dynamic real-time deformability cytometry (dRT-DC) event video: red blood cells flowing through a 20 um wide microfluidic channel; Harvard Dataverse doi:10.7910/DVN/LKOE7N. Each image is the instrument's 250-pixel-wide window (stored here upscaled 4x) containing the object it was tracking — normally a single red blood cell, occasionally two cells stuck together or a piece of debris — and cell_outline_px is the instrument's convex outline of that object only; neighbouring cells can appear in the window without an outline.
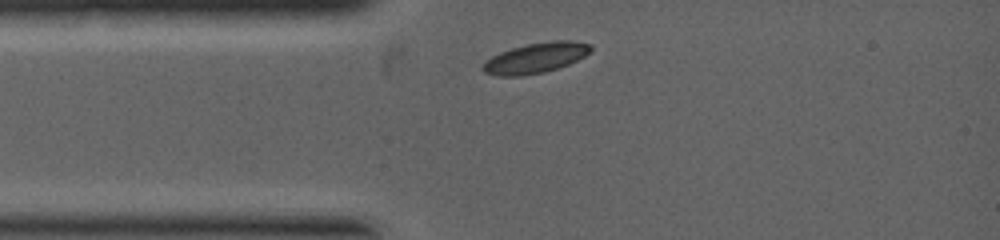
{"species": "common noctule bat (a hibernating species)", "species_latin": "Nyctalus noctula", "temperature_condition": "warm", "stored_images_in_passage": 8, "camera_frame_rate_fps": 5000, "um_per_image_px": 0.085, "animal": {"sex": "female", "body_mass_g": 19.0, "forearm_length_mm": 53.3}, "frame": {"image": 1, "passage_image": 1, "time_ms": 0.0, "image_size_px": [1000, 240], "cell_outline_px": [[592, 48], [584, 56], [568, 64], [544, 72], [520, 76], [496, 76], [484, 72], [480, 68], [484, 60], [500, 52], [512, 48], [528, 44], [552, 40], [572, 40], [592, 44]], "centroid_in_image_um": [45.49, 4.92], "position_along_channel_um": 39.5, "area_um2": 19.07}}
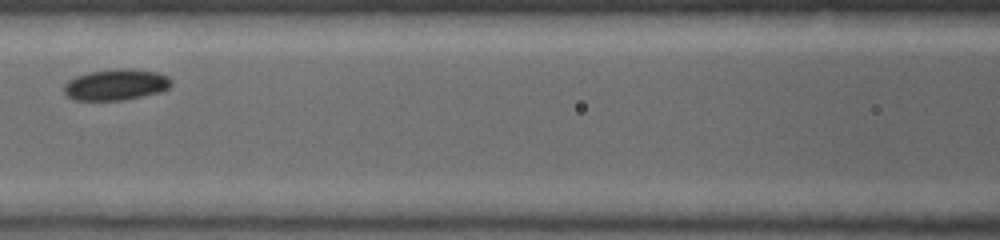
{"frame": {"image": 2, "passage_image": 5, "time_ms": 1.8, "image_size_px": [1000, 240], "cell_outline_px": [[172, 84], [168, 88], [160, 92], [124, 100], [72, 100], [64, 92], [64, 84], [68, 80], [76, 76], [88, 72], [120, 68], [132, 68], [156, 72], [168, 76], [172, 80]], "centroid_in_image_um": [9.86, 7.19], "position_along_channel_um": 156.7, "area_um2": 19.59}}
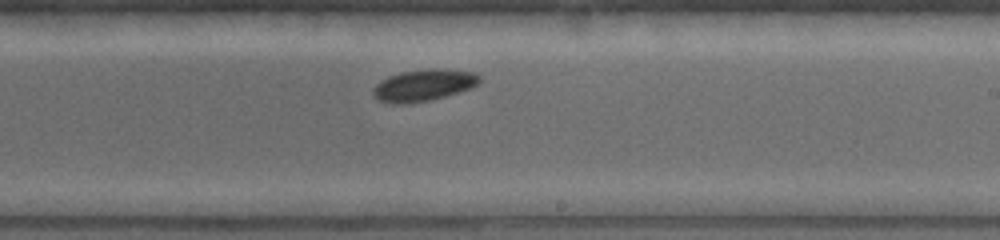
{"frame": {"image": 3, "passage_image": 8, "time_ms": 3.2, "image_size_px": [1000, 240], "cell_outline_px": [[480, 80], [472, 88], [444, 96], [428, 100], [408, 104], [392, 104], [376, 100], [372, 96], [372, 88], [380, 80], [388, 76], [400, 72], [432, 68], [444, 68], [476, 72], [480, 76]], "centroid_in_image_um": [35.96, 7.24], "position_along_channel_um": 253.0, "area_um2": 20.0}}